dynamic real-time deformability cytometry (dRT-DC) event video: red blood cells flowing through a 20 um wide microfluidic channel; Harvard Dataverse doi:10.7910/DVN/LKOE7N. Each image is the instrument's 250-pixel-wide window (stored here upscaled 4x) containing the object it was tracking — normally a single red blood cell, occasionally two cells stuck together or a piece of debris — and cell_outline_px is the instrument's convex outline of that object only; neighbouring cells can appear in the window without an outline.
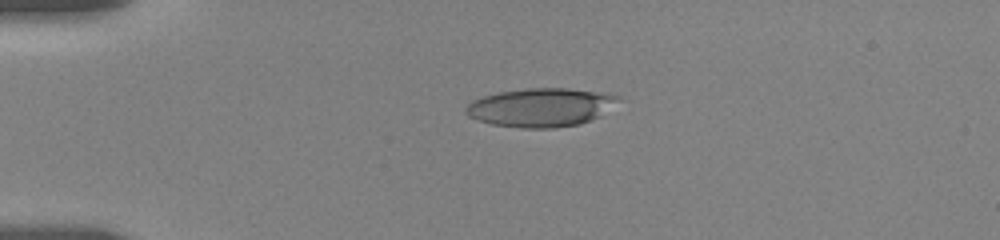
{"species": "human", "species_latin": "Homo sapiens", "temperature_condition": "room temperature", "stored_images_in_passage": 36, "camera_frame_rate_fps": 3000, "um_per_image_px": 0.085, "donor": {"sex": "female"}, "frame": {"image": 1, "passage_image": 26, "time_ms": 3.333, "image_size_px": [1000, 240], "cell_outline_px": [[620, 100], [600, 116], [592, 120], [580, 124], [552, 128], [520, 128], [492, 124], [476, 120], [468, 116], [464, 112], [464, 108], [472, 100], [496, 92], [528, 88], [568, 88], [620, 96]], "centroid_in_image_um": [45.92, 9.14], "position_along_channel_um": 39.1, "area_um2": 34.33}}